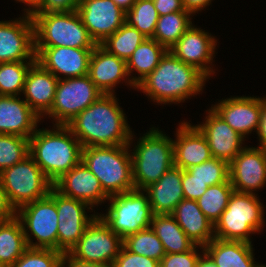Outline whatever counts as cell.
Masks as SVG:
<instances>
[{
	"instance_id": "6da1fadb",
	"label": "cell",
	"mask_w": 266,
	"mask_h": 267,
	"mask_svg": "<svg viewBox=\"0 0 266 267\" xmlns=\"http://www.w3.org/2000/svg\"><path fill=\"white\" fill-rule=\"evenodd\" d=\"M126 118L116 95L102 94L66 126L80 141L82 148L129 145L133 133Z\"/></svg>"
},
{
	"instance_id": "7a4b0ae2",
	"label": "cell",
	"mask_w": 266,
	"mask_h": 267,
	"mask_svg": "<svg viewBox=\"0 0 266 267\" xmlns=\"http://www.w3.org/2000/svg\"><path fill=\"white\" fill-rule=\"evenodd\" d=\"M207 79L196 67L185 64L168 50L158 66L136 88L153 102L178 104L199 94Z\"/></svg>"
},
{
	"instance_id": "3957f363",
	"label": "cell",
	"mask_w": 266,
	"mask_h": 267,
	"mask_svg": "<svg viewBox=\"0 0 266 267\" xmlns=\"http://www.w3.org/2000/svg\"><path fill=\"white\" fill-rule=\"evenodd\" d=\"M54 129H36L29 138V156L52 183L82 159L81 143L70 129L66 125Z\"/></svg>"
},
{
	"instance_id": "277c9868",
	"label": "cell",
	"mask_w": 266,
	"mask_h": 267,
	"mask_svg": "<svg viewBox=\"0 0 266 267\" xmlns=\"http://www.w3.org/2000/svg\"><path fill=\"white\" fill-rule=\"evenodd\" d=\"M129 145L82 148L81 161L98 178L110 197L135 190Z\"/></svg>"
},
{
	"instance_id": "5b68a950",
	"label": "cell",
	"mask_w": 266,
	"mask_h": 267,
	"mask_svg": "<svg viewBox=\"0 0 266 267\" xmlns=\"http://www.w3.org/2000/svg\"><path fill=\"white\" fill-rule=\"evenodd\" d=\"M143 135L130 152L135 190L157 182L174 165L173 139L154 127Z\"/></svg>"
},
{
	"instance_id": "8992f818",
	"label": "cell",
	"mask_w": 266,
	"mask_h": 267,
	"mask_svg": "<svg viewBox=\"0 0 266 267\" xmlns=\"http://www.w3.org/2000/svg\"><path fill=\"white\" fill-rule=\"evenodd\" d=\"M264 219L263 203L261 204L255 193L233 191L226 209L214 225V236L221 240L244 241L252 244L249 236L260 233Z\"/></svg>"
},
{
	"instance_id": "52a82bcc",
	"label": "cell",
	"mask_w": 266,
	"mask_h": 267,
	"mask_svg": "<svg viewBox=\"0 0 266 267\" xmlns=\"http://www.w3.org/2000/svg\"><path fill=\"white\" fill-rule=\"evenodd\" d=\"M35 47L95 48L77 11L31 14Z\"/></svg>"
},
{
	"instance_id": "ba28073f",
	"label": "cell",
	"mask_w": 266,
	"mask_h": 267,
	"mask_svg": "<svg viewBox=\"0 0 266 267\" xmlns=\"http://www.w3.org/2000/svg\"><path fill=\"white\" fill-rule=\"evenodd\" d=\"M143 190H132L110 196L107 213L98 214L103 222L123 240L149 228L153 219L149 198Z\"/></svg>"
},
{
	"instance_id": "9c48e42d",
	"label": "cell",
	"mask_w": 266,
	"mask_h": 267,
	"mask_svg": "<svg viewBox=\"0 0 266 267\" xmlns=\"http://www.w3.org/2000/svg\"><path fill=\"white\" fill-rule=\"evenodd\" d=\"M2 186L16 211L49 194L53 183L30 157L0 173Z\"/></svg>"
},
{
	"instance_id": "30bf717a",
	"label": "cell",
	"mask_w": 266,
	"mask_h": 267,
	"mask_svg": "<svg viewBox=\"0 0 266 267\" xmlns=\"http://www.w3.org/2000/svg\"><path fill=\"white\" fill-rule=\"evenodd\" d=\"M102 94L88 74L59 79L52 107L45 115L54 118V125H66Z\"/></svg>"
},
{
	"instance_id": "8fae6325",
	"label": "cell",
	"mask_w": 266,
	"mask_h": 267,
	"mask_svg": "<svg viewBox=\"0 0 266 267\" xmlns=\"http://www.w3.org/2000/svg\"><path fill=\"white\" fill-rule=\"evenodd\" d=\"M16 217L22 223L28 247L57 251L58 214L55 200L49 194L20 207ZM31 235L37 239L36 243Z\"/></svg>"
},
{
	"instance_id": "7c38bea8",
	"label": "cell",
	"mask_w": 266,
	"mask_h": 267,
	"mask_svg": "<svg viewBox=\"0 0 266 267\" xmlns=\"http://www.w3.org/2000/svg\"><path fill=\"white\" fill-rule=\"evenodd\" d=\"M123 247V239L97 215L69 254L78 260L111 267Z\"/></svg>"
},
{
	"instance_id": "4fadbf2b",
	"label": "cell",
	"mask_w": 266,
	"mask_h": 267,
	"mask_svg": "<svg viewBox=\"0 0 266 267\" xmlns=\"http://www.w3.org/2000/svg\"><path fill=\"white\" fill-rule=\"evenodd\" d=\"M49 195L55 200L58 214L57 251L69 253L97 214L88 217L85 210H93L89 204L64 196L54 187L50 189Z\"/></svg>"
},
{
	"instance_id": "5bb4252c",
	"label": "cell",
	"mask_w": 266,
	"mask_h": 267,
	"mask_svg": "<svg viewBox=\"0 0 266 267\" xmlns=\"http://www.w3.org/2000/svg\"><path fill=\"white\" fill-rule=\"evenodd\" d=\"M0 21V63L36 61L34 23L31 15Z\"/></svg>"
},
{
	"instance_id": "9a60e30c",
	"label": "cell",
	"mask_w": 266,
	"mask_h": 267,
	"mask_svg": "<svg viewBox=\"0 0 266 267\" xmlns=\"http://www.w3.org/2000/svg\"><path fill=\"white\" fill-rule=\"evenodd\" d=\"M76 11L96 44L102 43L126 22V12L113 0H82Z\"/></svg>"
},
{
	"instance_id": "2e32d148",
	"label": "cell",
	"mask_w": 266,
	"mask_h": 267,
	"mask_svg": "<svg viewBox=\"0 0 266 267\" xmlns=\"http://www.w3.org/2000/svg\"><path fill=\"white\" fill-rule=\"evenodd\" d=\"M229 181L234 191L252 193L266 185V151L244 147L229 163Z\"/></svg>"
},
{
	"instance_id": "e0dca14e",
	"label": "cell",
	"mask_w": 266,
	"mask_h": 267,
	"mask_svg": "<svg viewBox=\"0 0 266 267\" xmlns=\"http://www.w3.org/2000/svg\"><path fill=\"white\" fill-rule=\"evenodd\" d=\"M94 48L35 47L36 62L58 79L80 77L89 73Z\"/></svg>"
},
{
	"instance_id": "ac0fdd59",
	"label": "cell",
	"mask_w": 266,
	"mask_h": 267,
	"mask_svg": "<svg viewBox=\"0 0 266 267\" xmlns=\"http://www.w3.org/2000/svg\"><path fill=\"white\" fill-rule=\"evenodd\" d=\"M217 40L205 30L191 27L170 48V52L185 64L192 65L207 78L214 75L211 64L216 49Z\"/></svg>"
},
{
	"instance_id": "d6986e66",
	"label": "cell",
	"mask_w": 266,
	"mask_h": 267,
	"mask_svg": "<svg viewBox=\"0 0 266 267\" xmlns=\"http://www.w3.org/2000/svg\"><path fill=\"white\" fill-rule=\"evenodd\" d=\"M203 124L195 125L206 137L212 157L230 163L244 148V138L211 107Z\"/></svg>"
},
{
	"instance_id": "ffe728a7",
	"label": "cell",
	"mask_w": 266,
	"mask_h": 267,
	"mask_svg": "<svg viewBox=\"0 0 266 267\" xmlns=\"http://www.w3.org/2000/svg\"><path fill=\"white\" fill-rule=\"evenodd\" d=\"M53 187L62 195L86 202L92 208L109 198L98 178L82 161L55 181Z\"/></svg>"
},
{
	"instance_id": "44dd1931",
	"label": "cell",
	"mask_w": 266,
	"mask_h": 267,
	"mask_svg": "<svg viewBox=\"0 0 266 267\" xmlns=\"http://www.w3.org/2000/svg\"><path fill=\"white\" fill-rule=\"evenodd\" d=\"M211 106L227 124L243 138L257 132L261 113V97L237 96Z\"/></svg>"
},
{
	"instance_id": "7402d4cb",
	"label": "cell",
	"mask_w": 266,
	"mask_h": 267,
	"mask_svg": "<svg viewBox=\"0 0 266 267\" xmlns=\"http://www.w3.org/2000/svg\"><path fill=\"white\" fill-rule=\"evenodd\" d=\"M88 75L103 94H114V87L125 79L127 85L136 89L128 76L126 61L111 54L100 44L95 46L91 54Z\"/></svg>"
},
{
	"instance_id": "603a6c76",
	"label": "cell",
	"mask_w": 266,
	"mask_h": 267,
	"mask_svg": "<svg viewBox=\"0 0 266 267\" xmlns=\"http://www.w3.org/2000/svg\"><path fill=\"white\" fill-rule=\"evenodd\" d=\"M183 121L173 140L174 165L186 170L210 160L212 154L206 137L195 125Z\"/></svg>"
},
{
	"instance_id": "cb8c5ba5",
	"label": "cell",
	"mask_w": 266,
	"mask_h": 267,
	"mask_svg": "<svg viewBox=\"0 0 266 267\" xmlns=\"http://www.w3.org/2000/svg\"><path fill=\"white\" fill-rule=\"evenodd\" d=\"M41 121L24 100L18 96L0 95V134L30 138Z\"/></svg>"
},
{
	"instance_id": "d4e9b609",
	"label": "cell",
	"mask_w": 266,
	"mask_h": 267,
	"mask_svg": "<svg viewBox=\"0 0 266 267\" xmlns=\"http://www.w3.org/2000/svg\"><path fill=\"white\" fill-rule=\"evenodd\" d=\"M58 78L35 62L26 75L23 94L30 108L41 118L51 109Z\"/></svg>"
},
{
	"instance_id": "484cf974",
	"label": "cell",
	"mask_w": 266,
	"mask_h": 267,
	"mask_svg": "<svg viewBox=\"0 0 266 267\" xmlns=\"http://www.w3.org/2000/svg\"><path fill=\"white\" fill-rule=\"evenodd\" d=\"M182 173L181 168L173 165L157 182L143 190L148 195L154 215L172 214L177 204L184 199Z\"/></svg>"
},
{
	"instance_id": "4316f807",
	"label": "cell",
	"mask_w": 266,
	"mask_h": 267,
	"mask_svg": "<svg viewBox=\"0 0 266 267\" xmlns=\"http://www.w3.org/2000/svg\"><path fill=\"white\" fill-rule=\"evenodd\" d=\"M185 234L201 249L214 238V225L207 219L196 200L183 199L171 214Z\"/></svg>"
},
{
	"instance_id": "83f0119b",
	"label": "cell",
	"mask_w": 266,
	"mask_h": 267,
	"mask_svg": "<svg viewBox=\"0 0 266 267\" xmlns=\"http://www.w3.org/2000/svg\"><path fill=\"white\" fill-rule=\"evenodd\" d=\"M252 246L244 241L214 238L203 248L216 267H257Z\"/></svg>"
},
{
	"instance_id": "f1b7e54d",
	"label": "cell",
	"mask_w": 266,
	"mask_h": 267,
	"mask_svg": "<svg viewBox=\"0 0 266 267\" xmlns=\"http://www.w3.org/2000/svg\"><path fill=\"white\" fill-rule=\"evenodd\" d=\"M168 50L153 38H146L126 61L128 76L136 71L138 77H130V81L136 87L146 78L160 63L161 58Z\"/></svg>"
},
{
	"instance_id": "f546056e",
	"label": "cell",
	"mask_w": 266,
	"mask_h": 267,
	"mask_svg": "<svg viewBox=\"0 0 266 267\" xmlns=\"http://www.w3.org/2000/svg\"><path fill=\"white\" fill-rule=\"evenodd\" d=\"M150 227L161 240L166 254L184 253L196 245L171 214L154 215Z\"/></svg>"
},
{
	"instance_id": "4dcf8cb0",
	"label": "cell",
	"mask_w": 266,
	"mask_h": 267,
	"mask_svg": "<svg viewBox=\"0 0 266 267\" xmlns=\"http://www.w3.org/2000/svg\"><path fill=\"white\" fill-rule=\"evenodd\" d=\"M28 248L21 221L0 222V264L11 267Z\"/></svg>"
},
{
	"instance_id": "1f68e13d",
	"label": "cell",
	"mask_w": 266,
	"mask_h": 267,
	"mask_svg": "<svg viewBox=\"0 0 266 267\" xmlns=\"http://www.w3.org/2000/svg\"><path fill=\"white\" fill-rule=\"evenodd\" d=\"M190 15L192 16L188 11H177L159 16L152 38L167 50H170L180 37L191 27L192 21Z\"/></svg>"
},
{
	"instance_id": "d6a6232c",
	"label": "cell",
	"mask_w": 266,
	"mask_h": 267,
	"mask_svg": "<svg viewBox=\"0 0 266 267\" xmlns=\"http://www.w3.org/2000/svg\"><path fill=\"white\" fill-rule=\"evenodd\" d=\"M146 38L139 30L125 22L114 34L108 36L100 43V45L111 54L127 61Z\"/></svg>"
},
{
	"instance_id": "836d02e7",
	"label": "cell",
	"mask_w": 266,
	"mask_h": 267,
	"mask_svg": "<svg viewBox=\"0 0 266 267\" xmlns=\"http://www.w3.org/2000/svg\"><path fill=\"white\" fill-rule=\"evenodd\" d=\"M233 191L231 182H224L208 186L207 190L196 200L203 214L213 225L216 224L226 209Z\"/></svg>"
},
{
	"instance_id": "e575fe53",
	"label": "cell",
	"mask_w": 266,
	"mask_h": 267,
	"mask_svg": "<svg viewBox=\"0 0 266 267\" xmlns=\"http://www.w3.org/2000/svg\"><path fill=\"white\" fill-rule=\"evenodd\" d=\"M35 62H1L0 95L19 96L23 92L28 70Z\"/></svg>"
},
{
	"instance_id": "d590c367",
	"label": "cell",
	"mask_w": 266,
	"mask_h": 267,
	"mask_svg": "<svg viewBox=\"0 0 266 267\" xmlns=\"http://www.w3.org/2000/svg\"><path fill=\"white\" fill-rule=\"evenodd\" d=\"M123 245L130 252L155 259L159 262L166 254L161 240L151 227L128 235L123 240Z\"/></svg>"
},
{
	"instance_id": "8d00e7d4",
	"label": "cell",
	"mask_w": 266,
	"mask_h": 267,
	"mask_svg": "<svg viewBox=\"0 0 266 267\" xmlns=\"http://www.w3.org/2000/svg\"><path fill=\"white\" fill-rule=\"evenodd\" d=\"M159 15L153 0H137L126 12L125 21L135 27L147 38H152Z\"/></svg>"
},
{
	"instance_id": "74e56055",
	"label": "cell",
	"mask_w": 266,
	"mask_h": 267,
	"mask_svg": "<svg viewBox=\"0 0 266 267\" xmlns=\"http://www.w3.org/2000/svg\"><path fill=\"white\" fill-rule=\"evenodd\" d=\"M29 156V138L0 134V173Z\"/></svg>"
},
{
	"instance_id": "f35d334b",
	"label": "cell",
	"mask_w": 266,
	"mask_h": 267,
	"mask_svg": "<svg viewBox=\"0 0 266 267\" xmlns=\"http://www.w3.org/2000/svg\"><path fill=\"white\" fill-rule=\"evenodd\" d=\"M186 171L208 186L230 182L229 163L222 159L212 157L210 160L186 169Z\"/></svg>"
},
{
	"instance_id": "ab89813d",
	"label": "cell",
	"mask_w": 266,
	"mask_h": 267,
	"mask_svg": "<svg viewBox=\"0 0 266 267\" xmlns=\"http://www.w3.org/2000/svg\"><path fill=\"white\" fill-rule=\"evenodd\" d=\"M63 257L61 251L28 247L11 267H62Z\"/></svg>"
},
{
	"instance_id": "60d3db41",
	"label": "cell",
	"mask_w": 266,
	"mask_h": 267,
	"mask_svg": "<svg viewBox=\"0 0 266 267\" xmlns=\"http://www.w3.org/2000/svg\"><path fill=\"white\" fill-rule=\"evenodd\" d=\"M111 267H159V261L130 252L123 245Z\"/></svg>"
},
{
	"instance_id": "b9f144b4",
	"label": "cell",
	"mask_w": 266,
	"mask_h": 267,
	"mask_svg": "<svg viewBox=\"0 0 266 267\" xmlns=\"http://www.w3.org/2000/svg\"><path fill=\"white\" fill-rule=\"evenodd\" d=\"M199 248L195 245L191 250L184 253H171L165 256L159 262V267H196L200 258Z\"/></svg>"
},
{
	"instance_id": "7bdbcfd3",
	"label": "cell",
	"mask_w": 266,
	"mask_h": 267,
	"mask_svg": "<svg viewBox=\"0 0 266 267\" xmlns=\"http://www.w3.org/2000/svg\"><path fill=\"white\" fill-rule=\"evenodd\" d=\"M182 189L184 199L197 200L207 190L208 185L199 179L194 178L186 170L182 173Z\"/></svg>"
},
{
	"instance_id": "ee69618b",
	"label": "cell",
	"mask_w": 266,
	"mask_h": 267,
	"mask_svg": "<svg viewBox=\"0 0 266 267\" xmlns=\"http://www.w3.org/2000/svg\"><path fill=\"white\" fill-rule=\"evenodd\" d=\"M82 0H42L32 14L76 11Z\"/></svg>"
},
{
	"instance_id": "f6af8a7d",
	"label": "cell",
	"mask_w": 266,
	"mask_h": 267,
	"mask_svg": "<svg viewBox=\"0 0 266 267\" xmlns=\"http://www.w3.org/2000/svg\"><path fill=\"white\" fill-rule=\"evenodd\" d=\"M16 217V209L10 203L0 180V222H6Z\"/></svg>"
},
{
	"instance_id": "bcb514c9",
	"label": "cell",
	"mask_w": 266,
	"mask_h": 267,
	"mask_svg": "<svg viewBox=\"0 0 266 267\" xmlns=\"http://www.w3.org/2000/svg\"><path fill=\"white\" fill-rule=\"evenodd\" d=\"M158 15L163 16L177 11H185L182 0H153Z\"/></svg>"
},
{
	"instance_id": "7dc6e473",
	"label": "cell",
	"mask_w": 266,
	"mask_h": 267,
	"mask_svg": "<svg viewBox=\"0 0 266 267\" xmlns=\"http://www.w3.org/2000/svg\"><path fill=\"white\" fill-rule=\"evenodd\" d=\"M256 133L259 136V148L266 151V97L261 98V113Z\"/></svg>"
},
{
	"instance_id": "c3c4849f",
	"label": "cell",
	"mask_w": 266,
	"mask_h": 267,
	"mask_svg": "<svg viewBox=\"0 0 266 267\" xmlns=\"http://www.w3.org/2000/svg\"><path fill=\"white\" fill-rule=\"evenodd\" d=\"M62 267H109L97 262L83 261L73 258L69 253H64Z\"/></svg>"
},
{
	"instance_id": "681fc988",
	"label": "cell",
	"mask_w": 266,
	"mask_h": 267,
	"mask_svg": "<svg viewBox=\"0 0 266 267\" xmlns=\"http://www.w3.org/2000/svg\"><path fill=\"white\" fill-rule=\"evenodd\" d=\"M211 1L212 0H182V5L185 11H188L193 15L210 5Z\"/></svg>"
},
{
	"instance_id": "f907efd6",
	"label": "cell",
	"mask_w": 266,
	"mask_h": 267,
	"mask_svg": "<svg viewBox=\"0 0 266 267\" xmlns=\"http://www.w3.org/2000/svg\"><path fill=\"white\" fill-rule=\"evenodd\" d=\"M18 2L25 3L29 8L25 9L24 14L31 15L40 5L42 0H16Z\"/></svg>"
},
{
	"instance_id": "816d5d0a",
	"label": "cell",
	"mask_w": 266,
	"mask_h": 267,
	"mask_svg": "<svg viewBox=\"0 0 266 267\" xmlns=\"http://www.w3.org/2000/svg\"><path fill=\"white\" fill-rule=\"evenodd\" d=\"M202 255L200 256L196 267H216L210 257L204 252V248L202 250Z\"/></svg>"
},
{
	"instance_id": "f5cc1de1",
	"label": "cell",
	"mask_w": 266,
	"mask_h": 267,
	"mask_svg": "<svg viewBox=\"0 0 266 267\" xmlns=\"http://www.w3.org/2000/svg\"><path fill=\"white\" fill-rule=\"evenodd\" d=\"M115 2V4L120 7L123 11L127 12L128 10H130L132 8V6L134 5V3L137 0H113Z\"/></svg>"
},
{
	"instance_id": "db71d44e",
	"label": "cell",
	"mask_w": 266,
	"mask_h": 267,
	"mask_svg": "<svg viewBox=\"0 0 266 267\" xmlns=\"http://www.w3.org/2000/svg\"><path fill=\"white\" fill-rule=\"evenodd\" d=\"M257 267H266V265L259 264Z\"/></svg>"
}]
</instances>
